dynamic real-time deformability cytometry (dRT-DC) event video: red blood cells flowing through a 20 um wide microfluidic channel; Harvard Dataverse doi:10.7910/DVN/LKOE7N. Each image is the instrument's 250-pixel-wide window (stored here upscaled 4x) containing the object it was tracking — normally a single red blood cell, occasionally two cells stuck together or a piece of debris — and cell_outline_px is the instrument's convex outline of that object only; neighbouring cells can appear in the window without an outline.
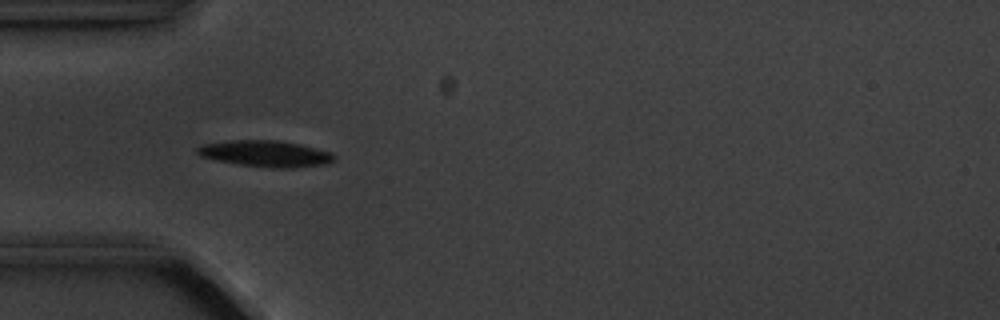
{"species": "common noctule bat (a hibernating species)", "species_latin": "Nyctalus noctula", "temperature_condition": "cold", "stored_images_in_passage": 4, "camera_frame_rate_fps": 3000, "um_per_image_px": 0.085, "animal": {"sex": "male", "body_mass_g": 20.1, "forearm_length_mm": 53.5}, "frame": {"image": 1, "passage_image": 3, "time_ms": 3.333, "image_size_px": [1000, 320], "cell_outline_px": [[336, 156], [328, 164], [292, 168], [272, 168], [236, 164], [216, 160], [200, 156], [196, 152], [196, 148], [204, 144], [232, 140], [276, 140], [300, 144], [332, 152]], "centroid_in_image_um": [22.58, 13.06], "position_along_channel_um": 62.4, "area_um2": 21.04}}